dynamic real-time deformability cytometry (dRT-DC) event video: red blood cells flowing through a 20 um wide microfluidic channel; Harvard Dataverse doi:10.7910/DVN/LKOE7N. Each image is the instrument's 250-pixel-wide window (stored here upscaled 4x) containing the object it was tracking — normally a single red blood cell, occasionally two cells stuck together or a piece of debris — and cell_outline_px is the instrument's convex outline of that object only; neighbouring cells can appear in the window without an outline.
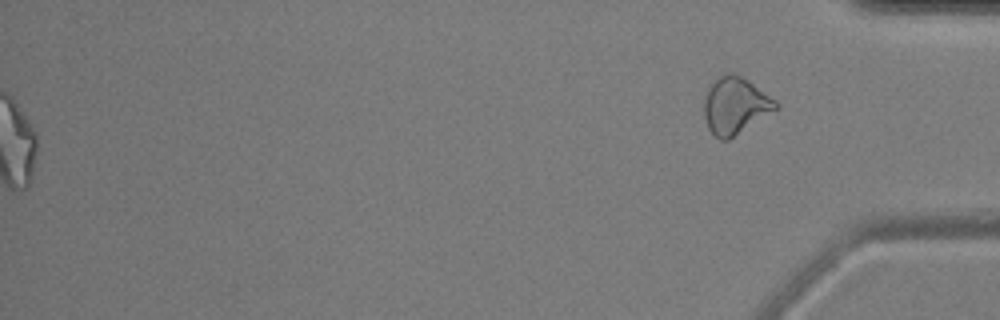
{"species": "common noctule bat (a hibernating species)", "species_latin": "Nyctalus noctula", "temperature_condition": "cold", "stored_images_in_passage": 56, "segment_of_instrument_passage": [2, 2], "camera_frame_rate_fps": 3000, "um_per_image_px": 0.085, "animal": {"sex": "male", "body_mass_g": 17.9, "forearm_length_mm": 54.2}, "frame": {"image": 1, "passage_image": 56, "time_ms": 18.333, "image_size_px": [1000, 320], "cell_outline_px": [[780, 108], [728, 140], [720, 140], [708, 128], [704, 116], [704, 100], [708, 84], [720, 76], [728, 72], [732, 72], [748, 80], [776, 100], [780, 104]], "centroid_in_image_um": [62.5, 8.97], "position_along_channel_um": 372.7, "area_um2": 23.93}}